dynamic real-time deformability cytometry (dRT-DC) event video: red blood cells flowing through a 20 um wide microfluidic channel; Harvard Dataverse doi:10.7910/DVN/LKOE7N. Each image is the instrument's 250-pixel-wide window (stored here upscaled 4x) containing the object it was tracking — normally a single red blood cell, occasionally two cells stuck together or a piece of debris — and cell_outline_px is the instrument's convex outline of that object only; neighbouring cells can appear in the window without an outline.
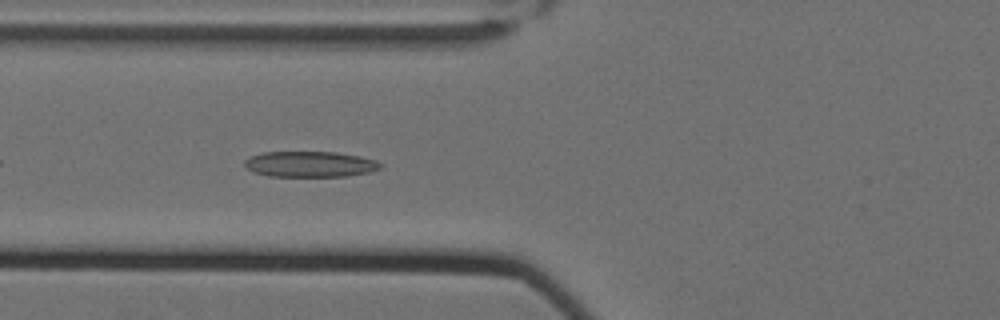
{"species": "Egyptian fruit bat (a non-hibernating species)", "species_latin": "Rousettus aegyptiacus", "temperature_condition": "cold", "stored_images_in_passage": 39, "camera_frame_rate_fps": 3000, "um_per_image_px": 0.085, "animal": {"sex": "female"}, "frame": {"image": 1, "passage_image": 6, "time_ms": 1.667, "image_size_px": [1000, 320], "cell_outline_px": [[384, 164], [380, 168], [368, 172], [348, 176], [268, 176], [252, 172], [244, 164], [244, 160], [248, 156], [264, 152], [336, 152], [360, 156], [376, 160]], "centroid_in_image_um": [26.34, 13.95], "position_along_channel_um": 99.5, "area_um2": 20.46}}
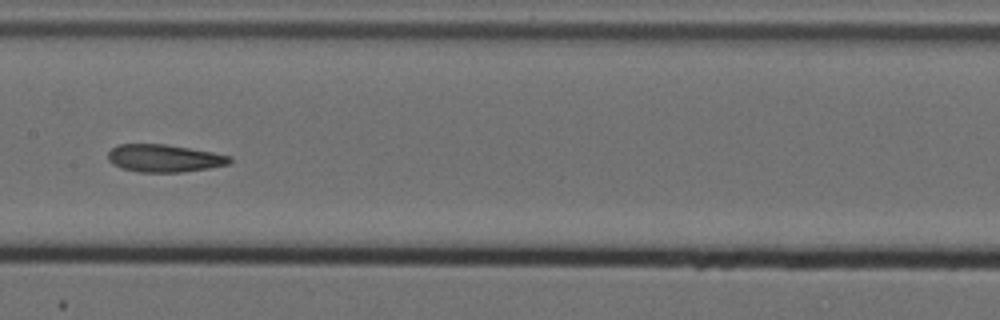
{"frame": {"image": 2, "passage_image": 14, "time_ms": 4.333, "image_size_px": [1000, 320], "cell_outline_px": [[232, 160], [228, 164], [208, 168], [180, 172], [140, 172], [120, 168], [112, 164], [108, 160], [108, 152], [112, 148], [120, 144], [164, 144], [212, 152], [232, 156]], "centroid_in_image_um": [13.93, 13.45], "position_along_channel_um": 193.5, "area_um2": 19.48}}
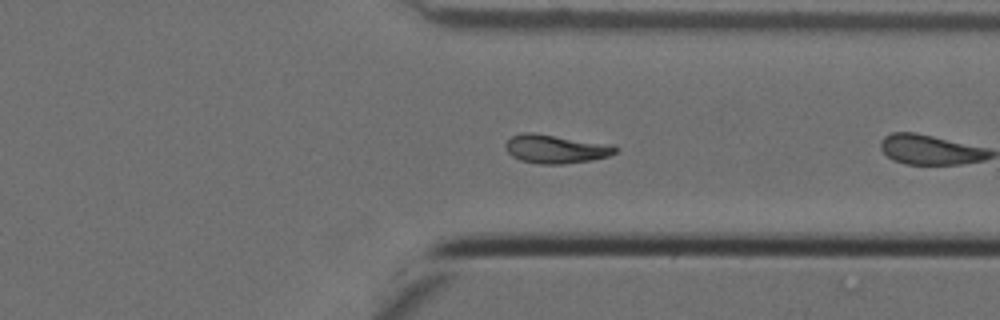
{"frame": {"image": 3, "passage_image": 26, "time_ms": 8.333, "image_size_px": [1000, 320], "cell_outline_px": [[620, 148], [616, 152], [608, 156], [592, 160], [564, 164], [540, 164], [520, 160], [512, 156], [504, 148], [504, 144], [512, 136], [524, 132], [532, 132], [612, 144]], "centroid_in_image_um": [47.24, 12.66], "position_along_channel_um": 364.2, "area_um2": 18.5}, "authors_computed_cell_mechanics": {"area_um2": 19.363, "velocity_mm_per_s": 3.4811, "shape_relaxation_time_tau1_ms": null, "shape_relaxation_time_tau2_ms": 6.1206, "deformation_change_tau1": null, "deformation_change_tau2": 0.135}}